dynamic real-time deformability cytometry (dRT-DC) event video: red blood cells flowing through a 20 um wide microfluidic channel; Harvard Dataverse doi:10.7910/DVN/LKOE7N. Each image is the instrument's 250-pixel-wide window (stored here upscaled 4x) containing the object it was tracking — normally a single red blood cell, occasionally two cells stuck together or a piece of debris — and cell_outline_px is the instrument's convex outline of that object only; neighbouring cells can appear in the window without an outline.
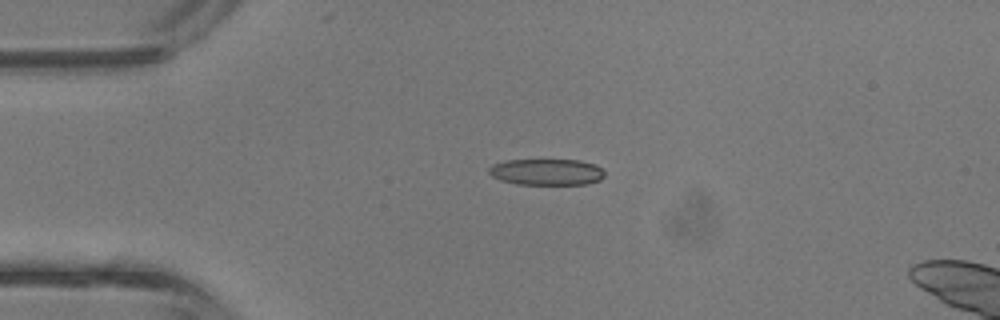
{"species": "common noctule bat (a hibernating species)", "species_latin": "Nyctalus noctula", "temperature_condition": "room temperature", "stored_images_in_passage": 4, "camera_frame_rate_fps": 3000, "um_per_image_px": 0.085, "animal": {"sex": "male", "body_mass_g": 13.3}, "frame": {"image": 1, "passage_image": 3, "time_ms": 0.667, "image_size_px": [1000, 320], "cell_outline_px": [[604, 176], [600, 180], [588, 184], [516, 184], [500, 180], [492, 176], [488, 172], [488, 168], [492, 164], [504, 160], [580, 160], [596, 164], [604, 172]], "centroid_in_image_um": [46.45, 14.61], "position_along_channel_um": 38.6, "area_um2": 17.86}}